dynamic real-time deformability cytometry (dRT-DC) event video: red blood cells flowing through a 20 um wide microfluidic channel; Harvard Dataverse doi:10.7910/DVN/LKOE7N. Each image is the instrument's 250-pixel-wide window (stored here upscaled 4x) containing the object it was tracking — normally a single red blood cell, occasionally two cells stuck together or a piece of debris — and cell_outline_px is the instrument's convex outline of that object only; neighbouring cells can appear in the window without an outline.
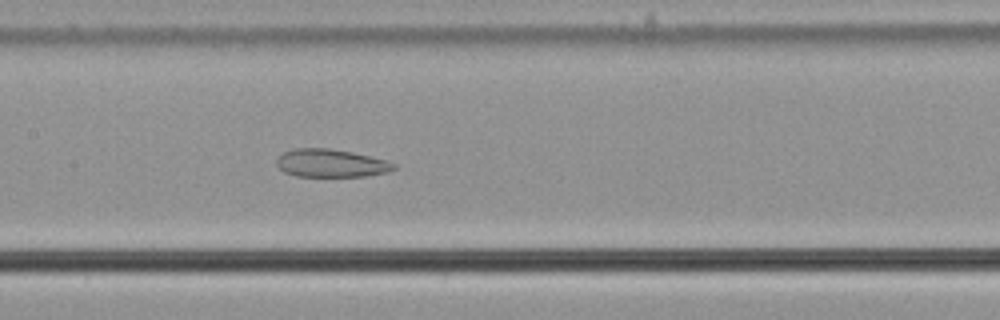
{"species": "common noctule bat (a hibernating species)", "species_latin": "Nyctalus noctula", "temperature_condition": "cold", "stored_images_in_passage": 41, "camera_frame_rate_fps": 3000, "um_per_image_px": 0.085, "animal": {"sex": "male", "body_mass_g": 21.5, "forearm_length_mm": 52.0}, "frame": {"image": 1, "passage_image": 11, "time_ms": 3.333, "image_size_px": [1000, 320], "cell_outline_px": [[396, 168], [388, 172], [368, 176], [296, 176], [284, 172], [276, 164], [276, 160], [284, 152], [296, 148], [328, 148], [352, 152], [384, 160], [396, 164]], "centroid_in_image_um": [28.13, 13.87], "position_along_channel_um": 179.3, "area_um2": 18.96}}
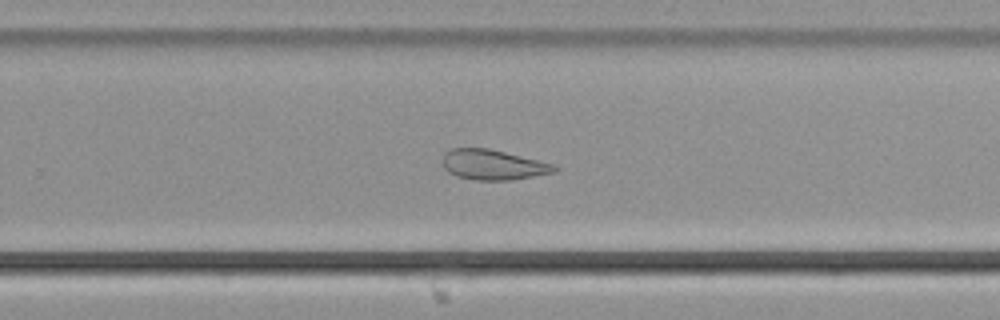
{"frame": {"image": 2, "passage_image": 20, "time_ms": 6.333, "image_size_px": [1000, 320], "cell_outline_px": [[556, 168], [552, 172], [512, 180], [476, 180], [456, 176], [448, 172], [444, 168], [444, 152], [452, 148], [488, 148], [556, 164]], "centroid_in_image_um": [41.88, 14.0], "position_along_channel_um": 287.9, "area_um2": 19.48}}
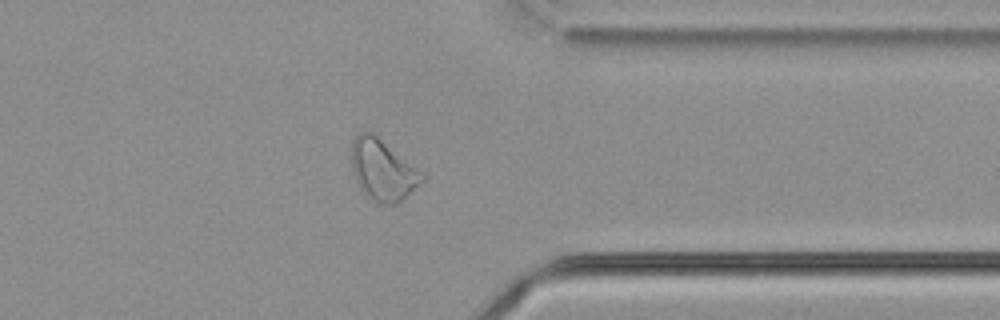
{"frame": {"image": 3, "passage_image": 28, "time_ms": 9.0, "image_size_px": [1000, 320], "cell_outline_px": [[424, 180], [408, 196], [396, 204], [380, 204], [368, 196], [360, 188], [352, 172], [352, 140], [360, 132], [372, 132], [424, 172]], "centroid_in_image_um": [32.56, 14.45], "position_along_channel_um": 378.8, "area_um2": 25.09}, "authors_computed_cell_mechanics": {"area_um2": 21.9062, "velocity_mm_per_s": 3.6269, "shape_relaxation_time_tau1_ms": null, "shape_relaxation_time_tau2_ms": 3.0406, "deformation_change_tau1": null, "deformation_change_tau2": 0.1038}}